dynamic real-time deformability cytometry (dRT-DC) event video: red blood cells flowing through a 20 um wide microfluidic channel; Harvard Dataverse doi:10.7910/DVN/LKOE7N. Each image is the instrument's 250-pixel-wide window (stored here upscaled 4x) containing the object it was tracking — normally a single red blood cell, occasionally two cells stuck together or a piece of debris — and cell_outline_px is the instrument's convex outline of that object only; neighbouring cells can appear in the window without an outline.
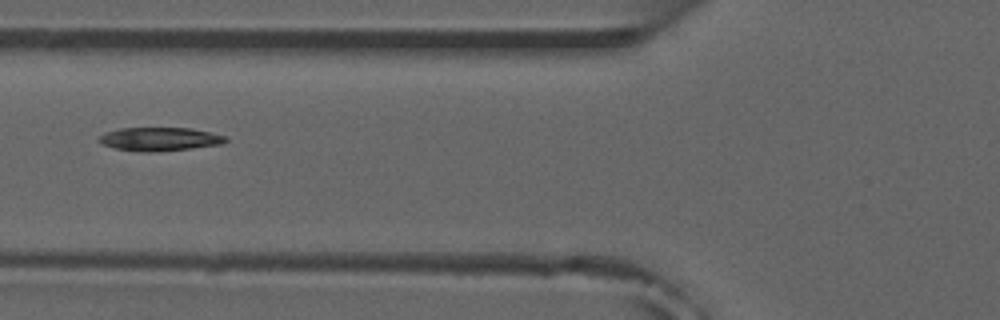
{"species": "common noctule bat (a hibernating species)", "species_latin": "Nyctalus noctula", "temperature_condition": "room temperature", "stored_images_in_passage": 6, "camera_frame_rate_fps": 3000, "um_per_image_px": 0.085, "animal": {"sex": "male", "forearm_length_mm": 52.5}, "frame": {"image": 1, "passage_image": 6, "time_ms": 5.667, "image_size_px": [1000, 320], "cell_outline_px": [[228, 140], [220, 144], [192, 148], [156, 152], [148, 152], [112, 148], [100, 144], [96, 140], [104, 132], [120, 128], [192, 128], [224, 136]], "centroid_in_image_um": [13.49, 11.82], "position_along_channel_um": 112.3, "area_um2": 17.34}}